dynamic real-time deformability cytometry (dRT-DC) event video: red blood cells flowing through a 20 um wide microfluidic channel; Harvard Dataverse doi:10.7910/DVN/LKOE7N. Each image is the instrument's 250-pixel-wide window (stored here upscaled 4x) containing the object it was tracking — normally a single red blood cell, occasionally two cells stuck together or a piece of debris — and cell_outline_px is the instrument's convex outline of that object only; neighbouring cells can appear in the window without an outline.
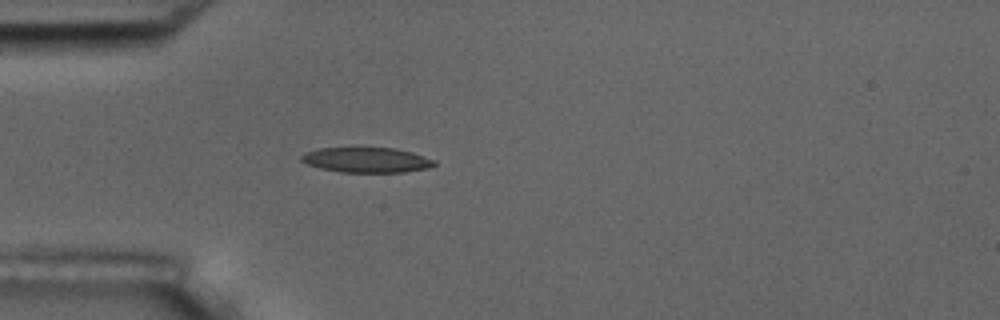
{"species": "common noctule bat (a hibernating species)", "species_latin": "Nyctalus noctula", "temperature_condition": "room temperature", "stored_images_in_passage": 1, "camera_frame_rate_fps": 3000, "um_per_image_px": 0.085, "animal": {"sex": "male", "body_mass_g": 17.5, "forearm_length_mm": 52.3}, "frame": {"image": 1, "passage_image": 1, "time_ms": 0.0, "image_size_px": [1000, 320], "cell_outline_px": [[436, 164], [428, 168], [404, 172], [340, 172], [320, 168], [308, 164], [300, 160], [300, 156], [304, 152], [320, 148], [396, 148], [412, 152], [436, 160]], "centroid_in_image_um": [31.16, 13.59], "position_along_channel_um": 53.8, "area_um2": 19.48}}